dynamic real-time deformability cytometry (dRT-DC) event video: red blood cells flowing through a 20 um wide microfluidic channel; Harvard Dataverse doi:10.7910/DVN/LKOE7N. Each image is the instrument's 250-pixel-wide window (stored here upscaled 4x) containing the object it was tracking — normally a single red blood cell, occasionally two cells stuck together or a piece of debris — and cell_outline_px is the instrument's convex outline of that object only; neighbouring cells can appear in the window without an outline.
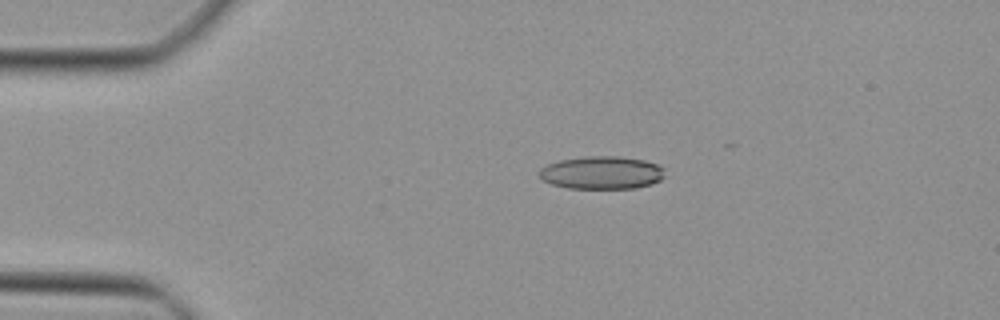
{"species": "Egyptian fruit bat (a non-hibernating species)", "species_latin": "Rousettus aegyptiacus", "temperature_condition": "cold", "stored_images_in_passage": 18, "camera_frame_rate_fps": 3000, "um_per_image_px": 0.085, "animal": {"sex": "female"}, "frame": {"image": 1, "passage_image": 10, "time_ms": 3.0, "image_size_px": [1000, 320], "cell_outline_px": [[664, 176], [660, 180], [652, 184], [636, 188], [568, 188], [552, 184], [544, 180], [540, 176], [540, 168], [548, 164], [560, 160], [584, 156], [620, 156], [644, 160], [656, 164], [664, 168]], "centroid_in_image_um": [51.17, 14.67], "position_along_channel_um": 33.8, "area_um2": 24.04}}
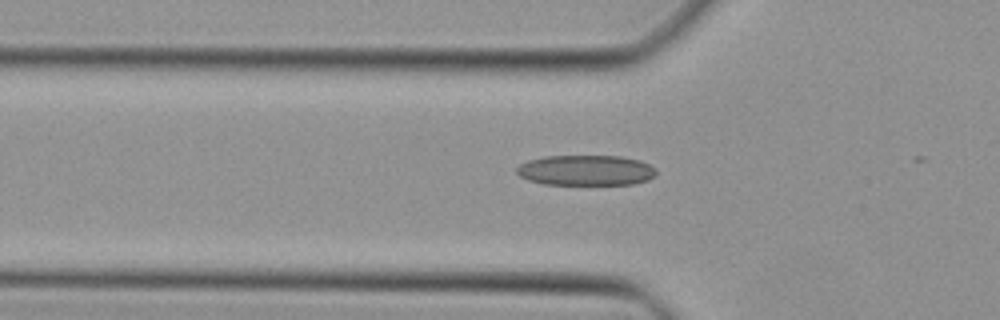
{"frame": {"image": 2, "passage_image": 16, "time_ms": 5.0, "image_size_px": [1000, 320], "cell_outline_px": [[656, 176], [648, 180], [632, 184], [544, 184], [528, 180], [520, 176], [516, 172], [516, 168], [520, 164], [528, 160], [544, 156], [620, 156], [640, 160], [656, 168]], "centroid_in_image_um": [49.81, 14.47], "position_along_channel_um": 76.0, "area_um2": 24.8}}